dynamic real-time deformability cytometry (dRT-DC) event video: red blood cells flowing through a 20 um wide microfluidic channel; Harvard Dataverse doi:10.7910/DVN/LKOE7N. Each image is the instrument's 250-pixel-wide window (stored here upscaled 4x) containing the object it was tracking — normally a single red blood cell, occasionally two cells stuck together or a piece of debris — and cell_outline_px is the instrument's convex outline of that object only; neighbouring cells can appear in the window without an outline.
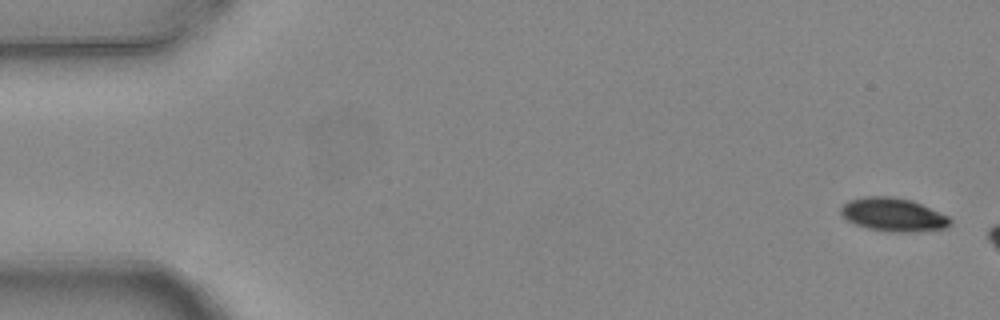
{"species": "common noctule bat (a hibernating species)", "species_latin": "Nyctalus noctula", "temperature_condition": "warm", "stored_images_in_passage": 3, "camera_frame_rate_fps": 3000, "um_per_image_px": 0.085, "animal": {"sex": "female", "body_mass_g": 24.6, "forearm_length_mm": 56.2}, "frame": {"image": 1, "passage_image": 1, "time_ms": 0.0, "image_size_px": [1000, 320], "cell_outline_px": [[952, 224], [944, 228], [912, 232], [888, 232], [868, 228], [856, 224], [848, 220], [840, 212], [840, 208], [848, 200], [864, 196], [892, 196], [912, 200], [948, 216], [952, 220]], "centroid_in_image_um": [75.93, 18.24], "position_along_channel_um": 9.1, "area_um2": 21.27}}